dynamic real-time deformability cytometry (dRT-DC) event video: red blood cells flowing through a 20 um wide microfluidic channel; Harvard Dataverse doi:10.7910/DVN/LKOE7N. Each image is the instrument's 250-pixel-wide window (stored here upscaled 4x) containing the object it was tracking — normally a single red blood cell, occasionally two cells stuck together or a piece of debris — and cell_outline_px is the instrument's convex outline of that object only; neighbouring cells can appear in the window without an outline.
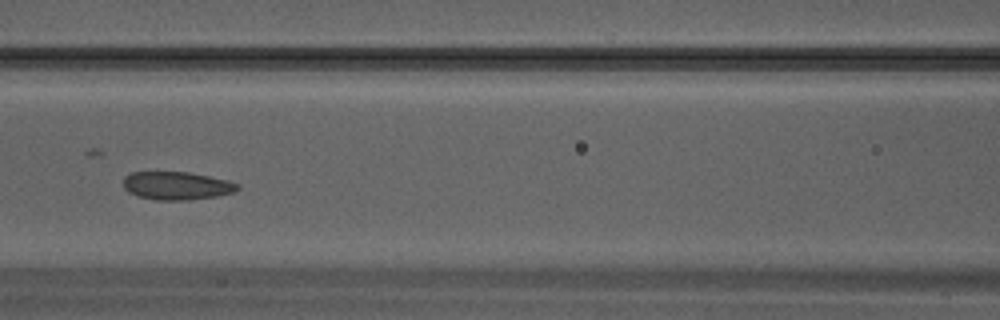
{"species": "Egyptian fruit bat (a non-hibernating species)", "species_latin": "Rousettus aegyptiacus", "temperature_condition": "warm", "stored_images_in_passage": 28, "camera_frame_rate_fps": 3000, "um_per_image_px": 0.085, "animal": {"sex": "male"}, "frame": {"image": 1, "passage_image": 12, "time_ms": 3.667, "image_size_px": [1000, 320], "cell_outline_px": [[240, 188], [232, 192], [216, 196], [188, 200], [156, 200], [136, 196], [128, 192], [124, 188], [124, 176], [132, 172], [188, 172], [228, 180], [240, 184]], "centroid_in_image_um": [15.0, 15.78], "position_along_channel_um": 151.6, "area_um2": 18.73}}
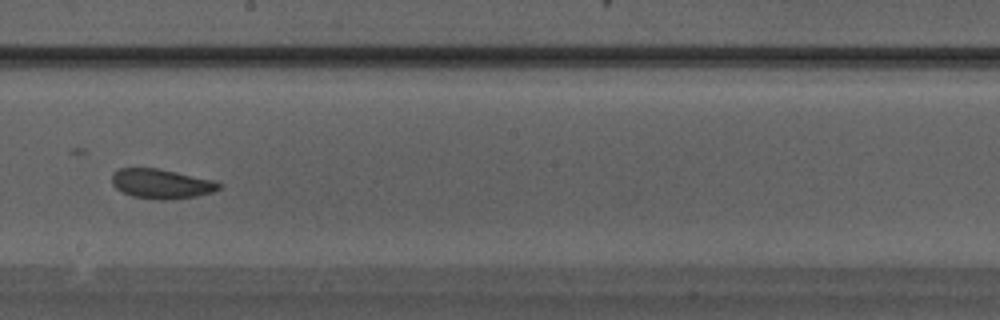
{"frame": {"image": 2, "passage_image": 16, "time_ms": 5.0, "image_size_px": [1000, 320], "cell_outline_px": [[220, 188], [212, 192], [196, 196], [164, 200], [160, 200], [132, 196], [116, 188], [112, 184], [112, 176], [120, 168], [156, 168], [176, 172], [212, 180], [220, 184]], "centroid_in_image_um": [13.7, 15.62], "position_along_channel_um": 234.5, "area_um2": 18.09}}
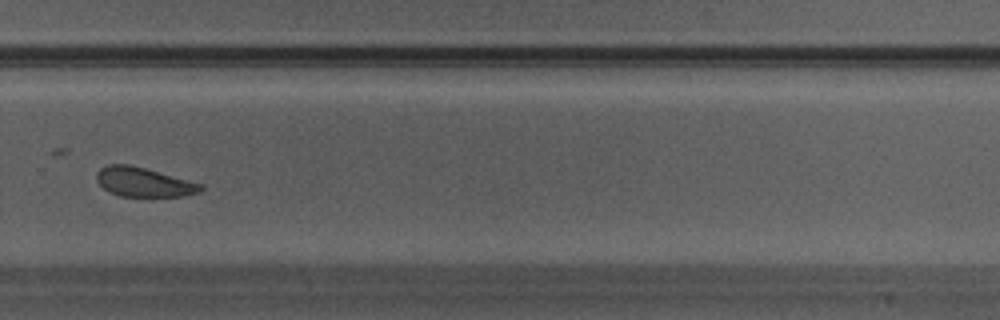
{"frame": {"image": 3, "passage_image": 20, "time_ms": 6.333, "image_size_px": [1000, 320], "cell_outline_px": [[204, 188], [200, 192], [180, 196], [120, 196], [108, 192], [96, 180], [96, 172], [100, 168], [108, 164], [128, 164], [144, 168], [204, 184]], "centroid_in_image_um": [12.2, 15.48], "position_along_channel_um": 317.6, "area_um2": 17.74}}